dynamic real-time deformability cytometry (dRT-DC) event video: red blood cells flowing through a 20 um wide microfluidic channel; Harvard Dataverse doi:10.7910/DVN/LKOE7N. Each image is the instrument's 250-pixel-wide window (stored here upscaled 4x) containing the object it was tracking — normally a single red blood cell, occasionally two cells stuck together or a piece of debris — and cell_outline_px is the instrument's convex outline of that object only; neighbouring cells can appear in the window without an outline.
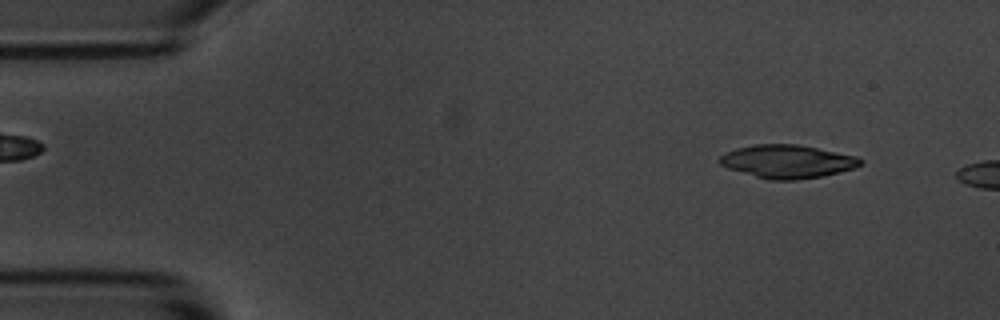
{"species": "common noctule bat (a hibernating species)", "species_latin": "Nyctalus noctula", "temperature_condition": "room temperature", "stored_images_in_passage": 2, "camera_frame_rate_fps": 3000, "um_per_image_px": 0.085, "animal": {"sex": "male", "body_mass_g": 20.1, "forearm_length_mm": 53.5}, "frame": {"image": 1, "passage_image": 1, "time_ms": 0.0, "image_size_px": [1000, 320], "cell_outline_px": [[864, 164], [856, 168], [824, 176], [796, 180], [768, 180], [728, 168], [720, 164], [720, 156], [736, 148], [752, 144], [796, 144], [856, 156], [864, 160]], "centroid_in_image_um": [66.97, 13.73], "position_along_channel_um": 18.0, "area_um2": 27.28}}